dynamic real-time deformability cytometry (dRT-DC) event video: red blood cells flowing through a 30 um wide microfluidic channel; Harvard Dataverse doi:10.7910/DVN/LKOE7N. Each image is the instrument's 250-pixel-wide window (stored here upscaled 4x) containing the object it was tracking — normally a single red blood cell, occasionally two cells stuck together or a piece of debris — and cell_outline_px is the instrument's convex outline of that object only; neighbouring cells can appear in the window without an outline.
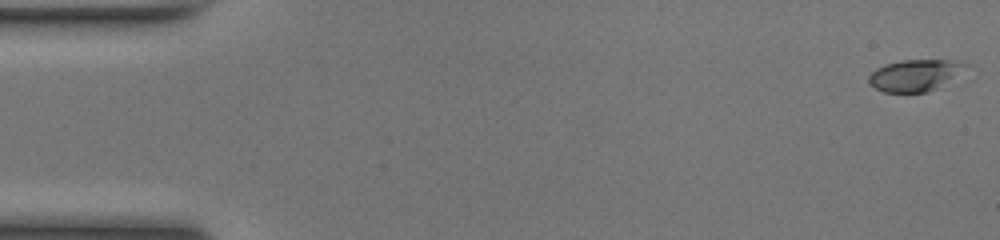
{"species": "common noctule bat (a hibernating species)", "species_latin": "Nyctalus noctula", "temperature_condition": "room temperature", "stored_images_in_passage": 49, "camera_frame_rate_fps": 3000, "um_per_image_px": 0.085, "animal": {"sex": "female", "body_mass_g": 17.0, "forearm_length_mm": 48.0}, "frame": {"image": 1, "passage_image": 1, "time_ms": 0.0, "image_size_px": [1000, 240], "cell_outline_px": [[968, 64], [936, 88], [928, 92], [884, 92], [876, 88], [868, 80], [868, 76], [876, 68], [884, 64], [900, 60], [956, 60]], "centroid_in_image_um": [77.68, 6.38], "position_along_channel_um": 7.3, "area_um2": 17.28}}
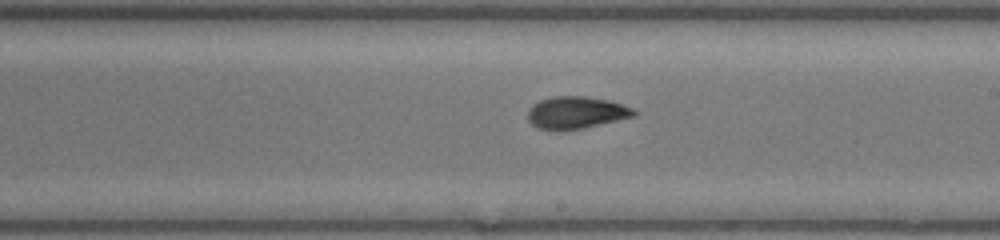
{"frame": {"image": 2, "passage_image": 28, "time_ms": 9.0, "image_size_px": [1000, 240], "cell_outline_px": [[636, 116], [580, 128], [540, 128], [532, 124], [528, 120], [528, 108], [532, 104], [540, 100], [552, 96], [584, 96], [608, 100], [632, 108], [636, 112]], "centroid_in_image_um": [48.96, 9.53], "position_along_channel_um": 240.0, "area_um2": 19.31}}
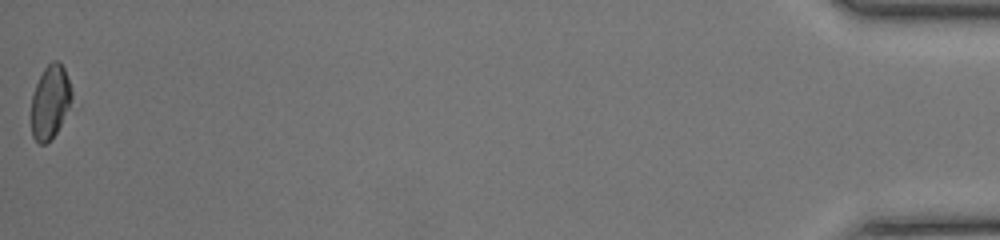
{"frame": {"image": 3, "passage_image": 49, "time_ms": 16.0, "image_size_px": [1000, 240], "cell_outline_px": [[72, 100], [56, 132], [44, 144], [40, 144], [32, 136], [32, 96], [36, 84], [44, 68], [52, 60], [56, 60], [64, 68], [72, 88]], "centroid_in_image_um": [4.27, 8.63], "position_along_channel_um": 430.9, "area_um2": 16.99}, "authors_computed_cell_mechanics": {"area_um2": 19.1896, "velocity_mm_per_s": 4.2527, "shape_relaxation_time_tau1_ms": 5.2365, "shape_relaxation_time_tau2_ms": 1.9598, "deformation_change_tau1": 0.1523, "deformation_change_tau2": 0.0701}}